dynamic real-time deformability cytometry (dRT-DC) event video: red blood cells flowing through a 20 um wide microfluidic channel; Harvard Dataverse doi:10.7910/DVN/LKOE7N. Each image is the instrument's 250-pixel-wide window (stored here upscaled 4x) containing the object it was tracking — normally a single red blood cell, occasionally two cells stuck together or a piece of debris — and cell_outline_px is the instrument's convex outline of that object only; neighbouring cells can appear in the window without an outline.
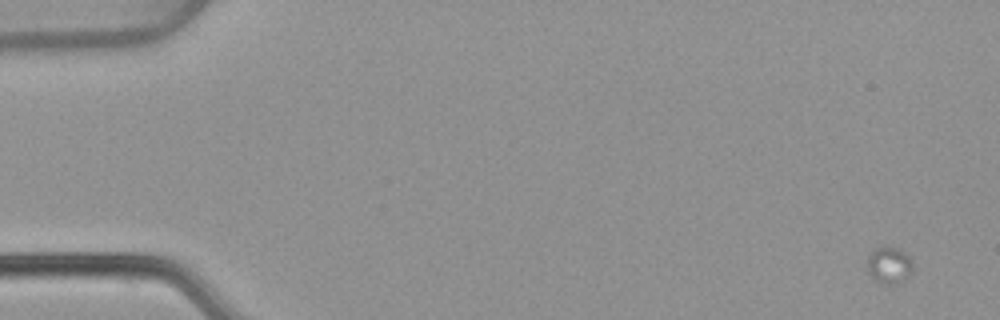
{"species": "common noctule bat (a hibernating species)", "species_latin": "Nyctalus noctula", "temperature_condition": "warm", "stored_images_in_passage": 18, "camera_frame_rate_fps": 3000, "um_per_image_px": 0.085, "animal": {"sex": "female", "body_mass_g": 22.7, "forearm_length_mm": 54.2}, "frame": {"image": 1, "passage_image": 1, "time_ms": 0.0, "image_size_px": [1000, 320], "cell_outline_px": [[912, 268], [900, 284], [880, 284], [868, 272], [868, 252], [880, 244], [888, 244], [904, 252], [912, 260]], "centroid_in_image_um": [75.53, 22.48], "position_along_channel_um": 9.5, "area_um2": 10.0}}